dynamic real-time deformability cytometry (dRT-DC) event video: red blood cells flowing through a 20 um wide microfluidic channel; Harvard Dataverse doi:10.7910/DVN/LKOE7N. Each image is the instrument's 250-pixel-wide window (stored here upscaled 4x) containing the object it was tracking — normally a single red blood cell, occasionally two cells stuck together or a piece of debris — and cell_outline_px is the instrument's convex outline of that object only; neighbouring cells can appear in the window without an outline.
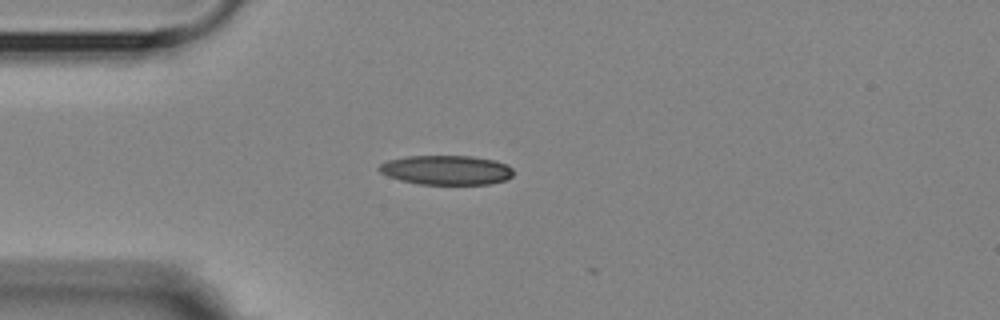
{"species": "Egyptian fruit bat (a non-hibernating species)", "species_latin": "Rousettus aegyptiacus", "temperature_condition": "room temperature", "stored_images_in_passage": 2, "camera_frame_rate_fps": 3000, "um_per_image_px": 0.085, "animal": {"sex": "female"}, "frame": {"image": 1, "passage_image": 1, "time_ms": 0.0, "image_size_px": [1000, 320], "cell_outline_px": [[512, 176], [504, 180], [488, 184], [420, 184], [400, 180], [388, 176], [380, 172], [376, 168], [380, 164], [388, 160], [404, 156], [472, 156], [496, 160], [512, 168]], "centroid_in_image_um": [37.9, 14.44], "position_along_channel_um": 47.1, "area_um2": 23.0}}